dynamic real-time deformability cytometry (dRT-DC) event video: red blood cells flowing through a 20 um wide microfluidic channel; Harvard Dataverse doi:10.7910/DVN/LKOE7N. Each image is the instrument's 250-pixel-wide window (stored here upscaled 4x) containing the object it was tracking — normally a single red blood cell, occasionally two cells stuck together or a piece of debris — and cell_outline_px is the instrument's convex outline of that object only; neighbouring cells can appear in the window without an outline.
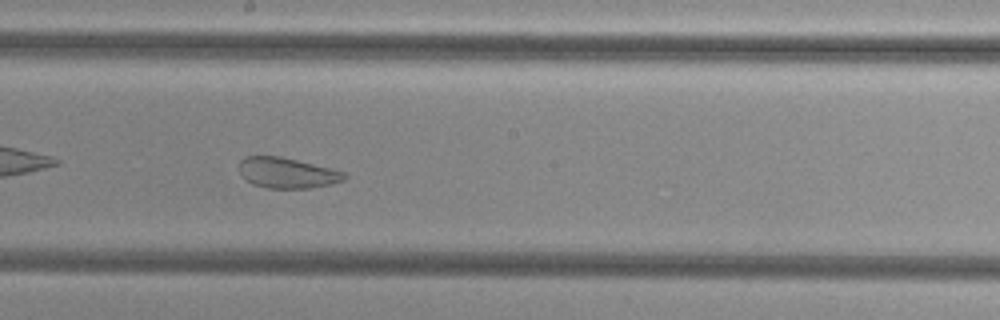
{"species": "common noctule bat (a hibernating species)", "species_latin": "Nyctalus noctula", "temperature_condition": "cold", "stored_images_in_passage": 56, "camera_frame_rate_fps": 3000, "um_per_image_px": 0.085, "animal": {"sex": "female", "body_mass_g": 29.2, "forearm_length_mm": 56.3}, "frame": {"image": 1, "passage_image": 32, "time_ms": 10.333, "image_size_px": [1000, 320], "cell_outline_px": [[348, 176], [344, 180], [332, 184], [312, 188], [268, 188], [252, 184], [240, 172], [240, 160], [244, 156], [280, 156], [344, 172]], "centroid_in_image_um": [24.41, 14.7], "position_along_channel_um": 223.8, "area_um2": 18.5}, "authors_computed_cell_mechanics": {"area_um2": 29.3046, "velocity_mm_per_s": 3.7654, "shape_relaxation_time_tau1_ms": null, "shape_relaxation_time_tau2_ms": 1.0839, "deformation_change_tau1": null, "deformation_change_tau2": 0.076}}